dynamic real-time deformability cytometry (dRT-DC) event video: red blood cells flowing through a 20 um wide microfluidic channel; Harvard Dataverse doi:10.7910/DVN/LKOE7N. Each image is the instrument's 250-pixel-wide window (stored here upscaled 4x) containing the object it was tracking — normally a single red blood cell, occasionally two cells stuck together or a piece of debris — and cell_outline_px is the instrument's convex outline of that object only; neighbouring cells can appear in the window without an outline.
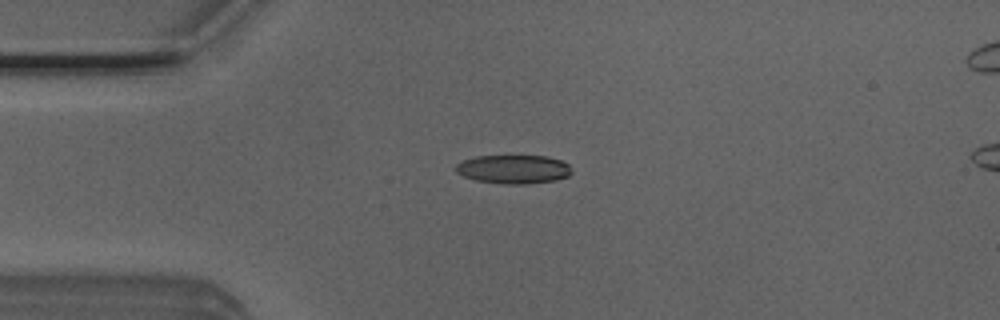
{"species": "Egyptian fruit bat (a non-hibernating species)", "species_latin": "Rousettus aegyptiacus", "temperature_condition": "room temperature", "stored_images_in_passage": 7, "camera_frame_rate_fps": 3000, "um_per_image_px": 0.085, "animal": {"sex": "male"}, "frame": {"image": 1, "passage_image": 4, "time_ms": 1.0, "image_size_px": [1000, 320], "cell_outline_px": [[572, 172], [568, 176], [556, 180], [528, 184], [504, 184], [476, 180], [464, 176], [456, 172], [456, 164], [464, 160], [476, 156], [548, 156], [560, 160], [568, 164], [572, 168]], "centroid_in_image_um": [43.68, 14.39], "position_along_channel_um": 41.3, "area_um2": 19.42}}